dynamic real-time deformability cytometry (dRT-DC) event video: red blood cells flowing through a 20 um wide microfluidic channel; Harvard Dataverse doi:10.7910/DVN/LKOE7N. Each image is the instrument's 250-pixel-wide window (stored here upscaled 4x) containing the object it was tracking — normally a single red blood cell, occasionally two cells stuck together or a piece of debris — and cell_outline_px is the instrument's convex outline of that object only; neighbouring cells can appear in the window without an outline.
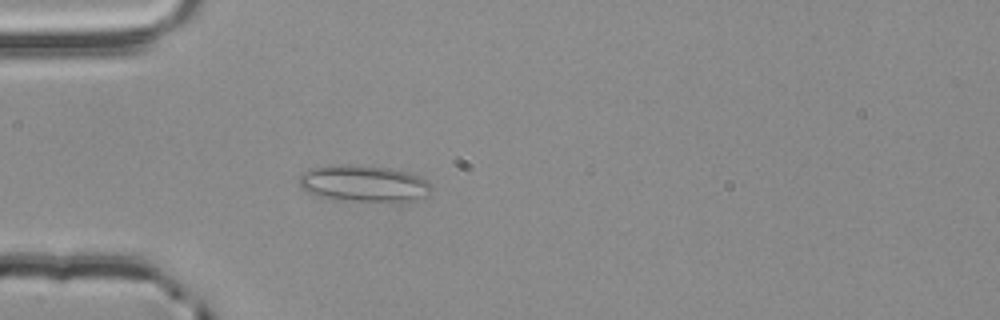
{"species": "common noctule bat (a hibernating species)", "species_latin": "Nyctalus noctula", "temperature_condition": "room temperature", "stored_images_in_passage": 54, "camera_frame_rate_fps": 3000, "um_per_image_px": 0.085, "animal": {"sex": "male", "body_mass_g": 20.4}, "frame": {"image": 1, "passage_image": 16, "time_ms": 5.0, "image_size_px": [1000, 320], "cell_outline_px": [[432, 196], [404, 204], [352, 200], [316, 196], [300, 188], [300, 176], [304, 172], [312, 168], [340, 164], [352, 164], [392, 168], [408, 172], [420, 176], [432, 188]], "centroid_in_image_um": [31.04, 15.63], "position_along_channel_um": 54.0, "area_um2": 28.9}}
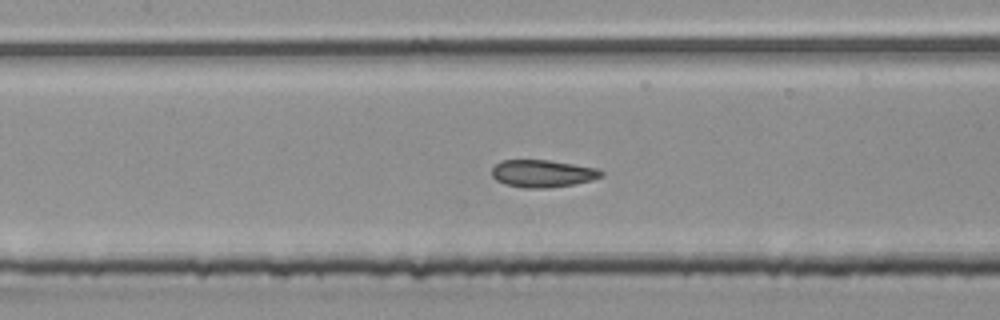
{"frame": {"image": 2, "passage_image": 25, "time_ms": 8.0, "image_size_px": [1000, 320], "cell_outline_px": [[604, 176], [592, 180], [572, 184], [548, 188], [524, 188], [504, 184], [496, 180], [492, 176], [492, 168], [500, 160], [548, 160], [596, 168], [604, 172]], "centroid_in_image_um": [46.1, 14.75], "position_along_channel_um": 161.3, "area_um2": 17.46}}
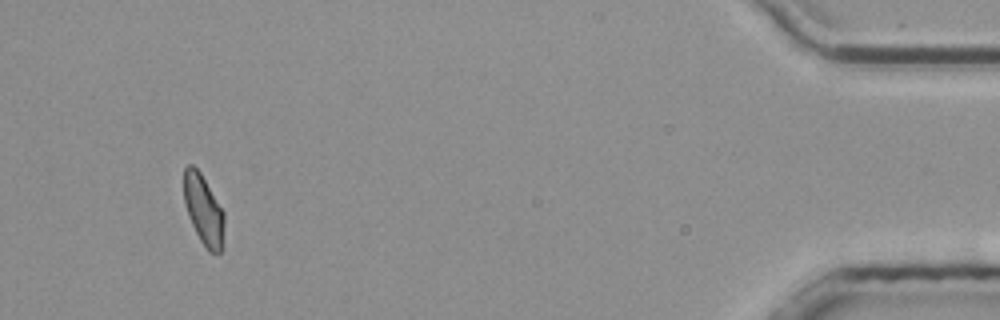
{"frame": {"image": 3, "passage_image": 51, "time_ms": 16.667, "image_size_px": [1000, 320], "cell_outline_px": [[224, 228], [220, 252], [216, 256], [208, 252], [200, 240], [188, 216], [184, 204], [184, 168], [188, 164], [192, 164], [200, 172], [224, 212]], "centroid_in_image_um": [17.29, 17.86], "position_along_channel_um": 417.9, "area_um2": 16.47}, "authors_computed_cell_mechanics": {"area_um2": 17.5712, "velocity_mm_per_s": 3.844, "shape_relaxation_time_tau1_ms": null, "shape_relaxation_time_tau2_ms": 1.8791, "deformation_change_tau1": null, "deformation_change_tau2": 0.0615}}